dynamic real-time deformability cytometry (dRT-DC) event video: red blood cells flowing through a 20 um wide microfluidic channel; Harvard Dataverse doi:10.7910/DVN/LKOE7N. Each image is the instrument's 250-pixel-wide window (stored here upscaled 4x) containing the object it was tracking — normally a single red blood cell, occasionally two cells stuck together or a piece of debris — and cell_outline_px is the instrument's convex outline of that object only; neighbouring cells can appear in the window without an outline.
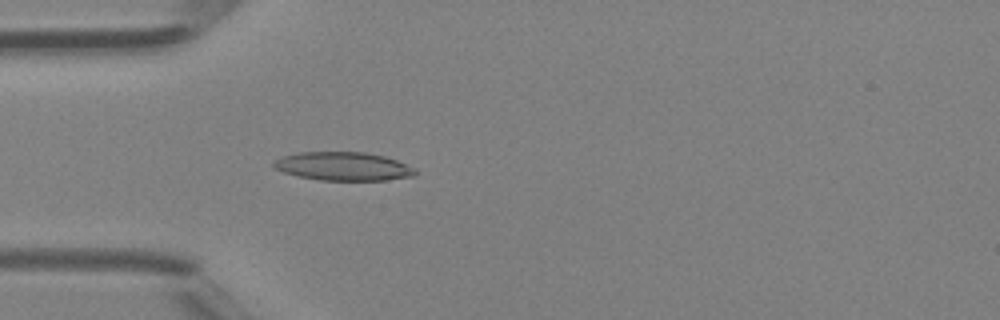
{"species": "Egyptian fruit bat (a non-hibernating species)", "species_latin": "Rousettus aegyptiacus", "temperature_condition": "room temperature", "stored_images_in_passage": 47, "camera_frame_rate_fps": 3000, "um_per_image_px": 0.085, "animal": {"sex": "female"}, "frame": {"image": 1, "passage_image": 14, "time_ms": 4.333, "image_size_px": [1000, 320], "cell_outline_px": [[416, 176], [384, 180], [320, 180], [300, 176], [284, 172], [276, 168], [272, 164], [280, 156], [296, 152], [364, 152], [384, 156], [396, 160], [416, 168]], "centroid_in_image_um": [29.19, 14.13], "position_along_channel_um": 55.8, "area_um2": 23.47}}
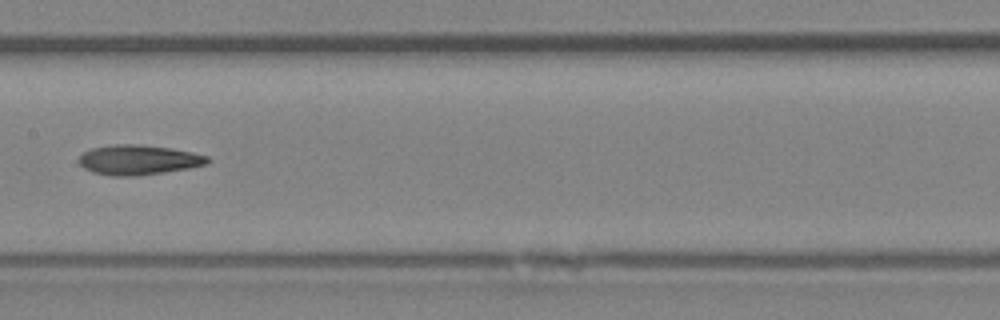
{"frame": {"image": 2, "passage_image": 24, "time_ms": 7.667, "image_size_px": [1000, 320], "cell_outline_px": [[212, 160], [208, 164], [188, 168], [164, 172], [132, 176], [112, 176], [92, 172], [84, 168], [80, 164], [80, 156], [84, 152], [92, 148], [112, 144], [140, 144], [172, 148], [192, 152], [208, 156]], "centroid_in_image_um": [11.8, 13.58], "position_along_channel_um": 195.6, "area_um2": 22.43}}
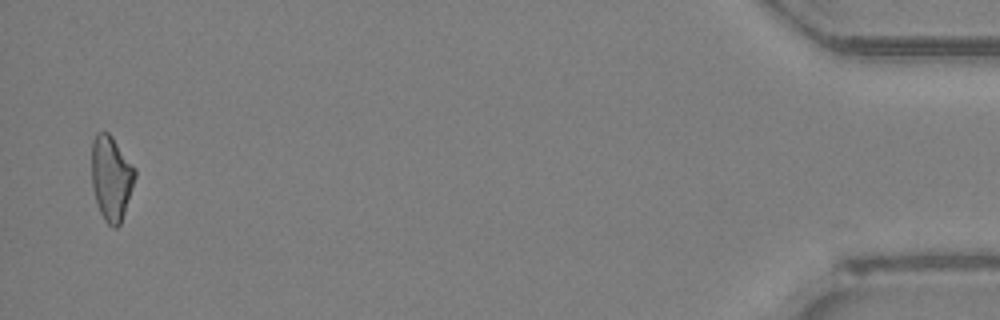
{"frame": {"image": 3, "passage_image": 46, "time_ms": 15.0, "image_size_px": [1000, 320], "cell_outline_px": [[136, 176], [120, 224], [116, 228], [112, 228], [104, 220], [100, 212], [92, 188], [92, 140], [96, 132], [108, 132], [112, 136], [136, 168]], "centroid_in_image_um": [9.45, 15.11], "position_along_channel_um": 425.7, "area_um2": 21.39}}